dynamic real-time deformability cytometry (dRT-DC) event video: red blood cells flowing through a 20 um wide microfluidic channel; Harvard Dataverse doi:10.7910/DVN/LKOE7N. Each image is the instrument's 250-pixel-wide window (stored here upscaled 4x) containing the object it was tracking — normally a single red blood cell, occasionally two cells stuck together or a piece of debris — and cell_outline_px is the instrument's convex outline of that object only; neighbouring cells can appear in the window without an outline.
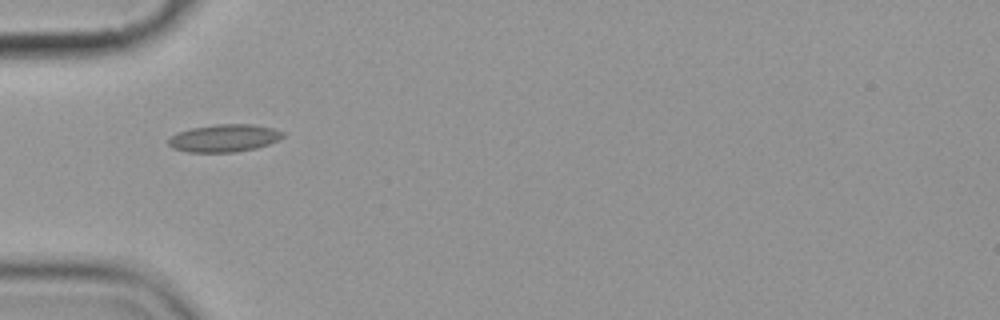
{"species": "common noctule bat (a hibernating species)", "species_latin": "Nyctalus noctula", "temperature_condition": "cold", "stored_images_in_passage": 5, "camera_frame_rate_fps": 3000, "um_per_image_px": 0.085, "animal": {"sex": "female", "body_mass_g": 19.9}, "frame": {"image": 1, "passage_image": 1, "time_ms": 0.0, "image_size_px": [1000, 320], "cell_outline_px": [[284, 136], [268, 144], [256, 148], [236, 152], [188, 152], [172, 148], [168, 144], [168, 140], [176, 132], [192, 128], [216, 124], [252, 124], [272, 128], [284, 132]], "centroid_in_image_um": [19.04, 11.74], "position_along_channel_um": 66.0, "area_um2": 18.32}}
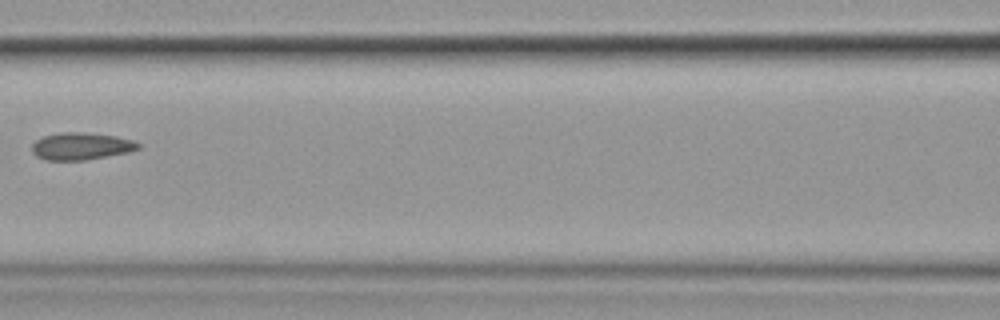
{"frame": {"image": 2, "passage_image": 3, "time_ms": 2.667, "image_size_px": [1000, 320], "cell_outline_px": [[140, 148], [128, 152], [84, 160], [44, 160], [36, 156], [32, 152], [32, 144], [36, 140], [44, 136], [60, 132], [84, 132], [116, 136], [132, 140], [140, 144]], "centroid_in_image_um": [6.87, 12.42], "position_along_channel_um": 159.7, "area_um2": 16.82}}
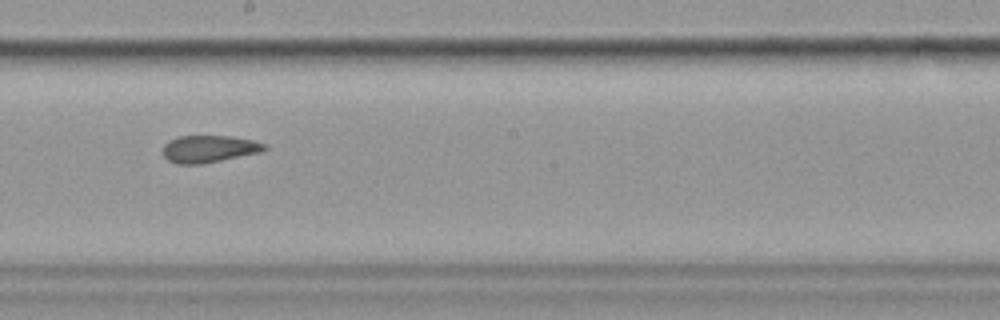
{"frame": {"image": 3, "passage_image": 5, "time_ms": 4.667, "image_size_px": [1000, 320], "cell_outline_px": [[268, 148], [264, 152], [204, 164], [176, 164], [168, 160], [164, 156], [164, 144], [168, 140], [180, 136], [232, 136], [252, 140], [268, 144]], "centroid_in_image_um": [17.83, 12.66], "position_along_channel_um": 230.4, "area_um2": 16.42}}